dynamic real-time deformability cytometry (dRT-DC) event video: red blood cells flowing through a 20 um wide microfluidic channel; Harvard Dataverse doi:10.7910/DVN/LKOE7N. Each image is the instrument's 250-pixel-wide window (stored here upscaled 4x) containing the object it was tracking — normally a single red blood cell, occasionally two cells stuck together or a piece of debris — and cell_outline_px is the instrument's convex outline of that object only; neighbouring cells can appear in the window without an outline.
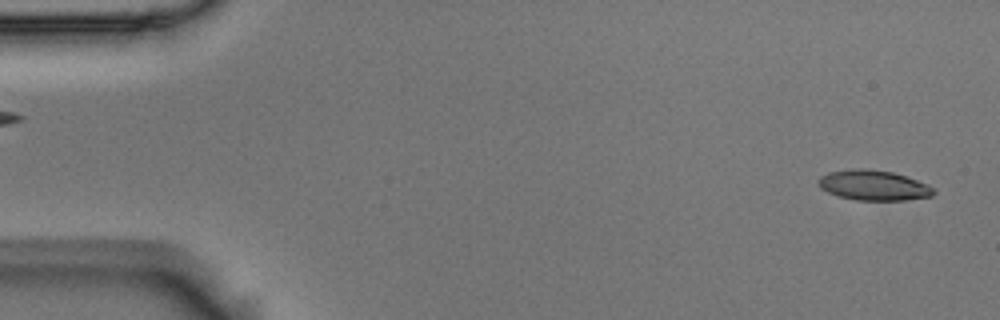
{"species": "Egyptian fruit bat (a non-hibernating species)", "species_latin": "Rousettus aegyptiacus", "temperature_condition": "room temperature", "stored_images_in_passage": 55, "camera_frame_rate_fps": 3000, "um_per_image_px": 0.085, "animal": {"sex": "male"}, "frame": {"image": 1, "passage_image": 2, "time_ms": 0.333, "image_size_px": [1000, 320], "cell_outline_px": [[936, 192], [932, 196], [904, 200], [856, 200], [840, 196], [828, 192], [820, 188], [816, 180], [820, 176], [828, 172], [856, 168], [868, 168], [892, 172], [928, 184], [936, 188]], "centroid_in_image_um": [74.25, 15.74], "position_along_channel_um": 10.8, "area_um2": 20.35}}
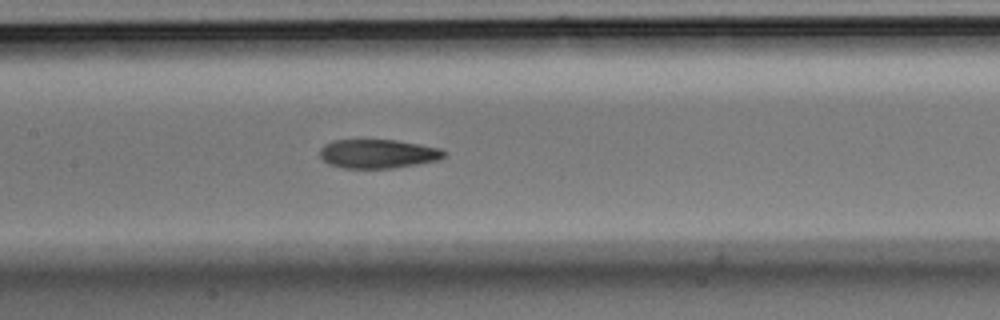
{"frame": {"image": 2, "passage_image": 26, "time_ms": 8.333, "image_size_px": [1000, 320], "cell_outline_px": [[448, 152], [440, 160], [392, 168], [344, 168], [328, 164], [320, 156], [320, 148], [324, 144], [332, 140], [396, 140], [420, 144], [440, 148]], "centroid_in_image_um": [32.13, 13.07], "position_along_channel_um": 175.3, "area_um2": 21.04}}
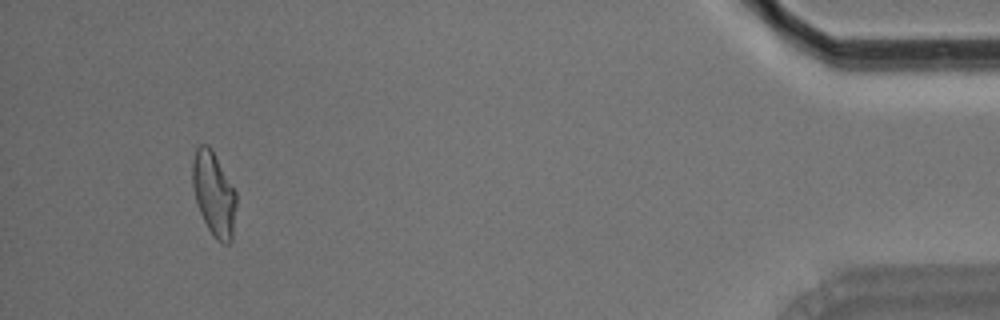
{"frame": {"image": 3, "passage_image": 52, "time_ms": 17.0, "image_size_px": [1000, 320], "cell_outline_px": [[236, 204], [232, 240], [228, 244], [224, 244], [216, 240], [208, 228], [200, 212], [196, 200], [192, 184], [192, 160], [196, 148], [200, 144], [208, 144], [212, 148], [236, 192]], "centroid_in_image_um": [18.17, 16.46], "position_along_channel_um": 417.0, "area_um2": 21.5}, "authors_computed_cell_mechanics": {"area_um2": 21.6172, "velocity_mm_per_s": 3.593, "shape_relaxation_time_tau1_ms": 7.852, "shape_relaxation_time_tau2_ms": 2.5655, "deformation_change_tau1": 0.2081, "deformation_change_tau2": 0.1006}}